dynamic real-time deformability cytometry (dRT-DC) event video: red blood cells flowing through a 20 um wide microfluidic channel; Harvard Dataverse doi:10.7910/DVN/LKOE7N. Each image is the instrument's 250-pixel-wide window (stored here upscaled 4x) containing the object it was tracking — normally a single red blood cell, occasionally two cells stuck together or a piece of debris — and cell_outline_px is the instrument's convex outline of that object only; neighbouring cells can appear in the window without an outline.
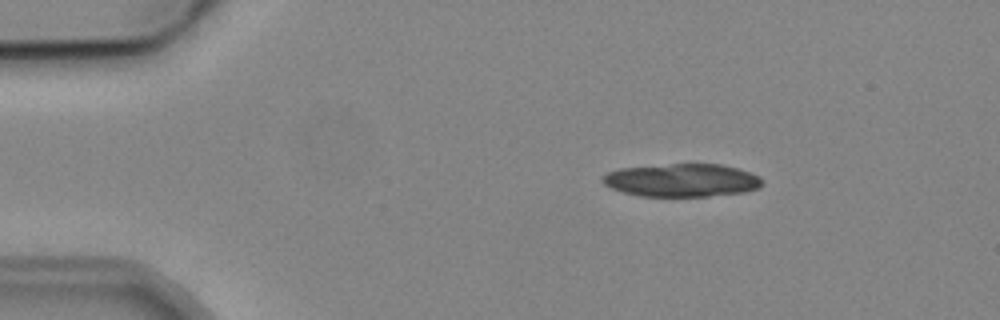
{"species": "common noctule bat (a hibernating species)", "species_latin": "Nyctalus noctula", "temperature_condition": "cold", "stored_images_in_passage": 4, "camera_frame_rate_fps": 3000, "um_per_image_px": 0.085, "animal": {"sex": "male", "body_mass_g": 19.2, "forearm_length_mm": 51.8}, "frame": {"image": 1, "passage_image": 2, "time_ms": 2.0, "image_size_px": [1000, 320], "cell_outline_px": [[764, 184], [760, 188], [744, 192], [708, 196], [640, 196], [624, 192], [612, 188], [604, 184], [600, 180], [600, 176], [608, 172], [620, 168], [672, 164], [720, 164], [736, 168], [760, 176]], "centroid_in_image_um": [57.96, 15.32], "position_along_channel_um": 27.0, "area_um2": 30.75}}